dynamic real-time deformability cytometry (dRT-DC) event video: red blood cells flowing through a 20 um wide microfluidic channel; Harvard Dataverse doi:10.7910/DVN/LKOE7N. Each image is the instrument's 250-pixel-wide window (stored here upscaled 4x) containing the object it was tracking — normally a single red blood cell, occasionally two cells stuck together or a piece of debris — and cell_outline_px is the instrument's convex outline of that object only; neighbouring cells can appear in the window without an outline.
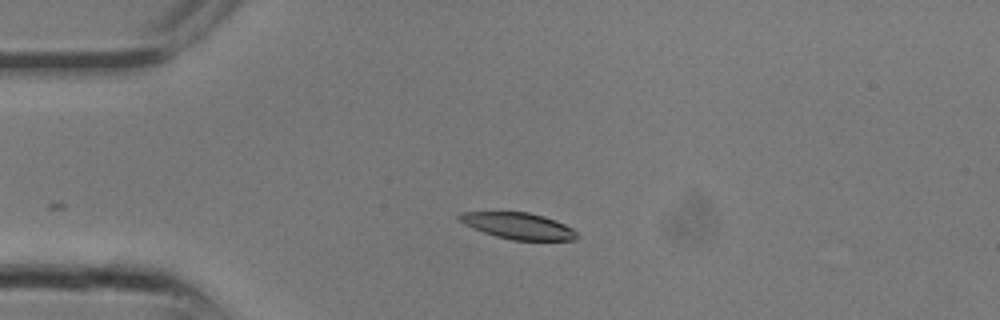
{"species": "common noctule bat (a hibernating species)", "species_latin": "Nyctalus noctula", "temperature_condition": "room temperature", "stored_images_in_passage": 6, "camera_frame_rate_fps": 3000, "um_per_image_px": 0.085, "animal": {"sex": "male", "body_mass_g": 13.3}, "frame": {"image": 1, "passage_image": 1, "time_ms": 0.0, "image_size_px": [1000, 320], "cell_outline_px": [[580, 236], [576, 240], [512, 240], [496, 236], [472, 228], [464, 224], [456, 216], [460, 212], [528, 212], [544, 216], [556, 220], [572, 228]], "centroid_in_image_um": [44.07, 19.2], "position_along_channel_um": 40.9, "area_um2": 18.09}}
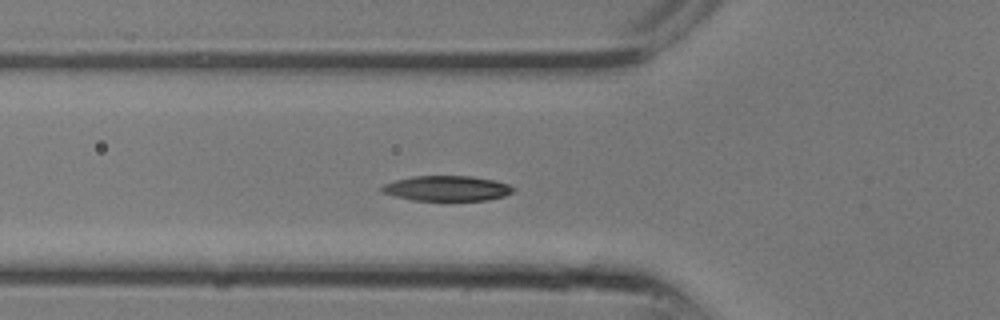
{"frame": {"image": 2, "passage_image": 4, "time_ms": 1.0, "image_size_px": [1000, 320], "cell_outline_px": [[512, 192], [504, 196], [488, 200], [412, 200], [380, 192], [380, 188], [384, 184], [396, 180], [412, 176], [472, 176], [496, 180], [508, 184], [512, 188]], "centroid_in_image_um": [37.97, 16.0], "position_along_channel_um": 87.8, "area_um2": 19.19}}
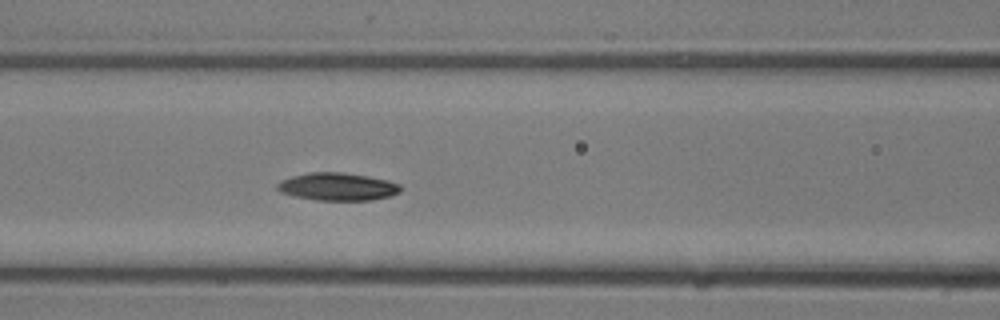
{"frame": {"image": 3, "passage_image": 6, "time_ms": 1.667, "image_size_px": [1000, 320], "cell_outline_px": [[404, 188], [400, 192], [392, 196], [372, 200], [316, 200], [296, 196], [280, 192], [276, 188], [276, 184], [280, 180], [292, 176], [308, 172], [340, 172], [368, 176], [388, 180], [400, 184]], "centroid_in_image_um": [28.72, 15.86], "position_along_channel_um": 137.9, "area_um2": 20.11}}